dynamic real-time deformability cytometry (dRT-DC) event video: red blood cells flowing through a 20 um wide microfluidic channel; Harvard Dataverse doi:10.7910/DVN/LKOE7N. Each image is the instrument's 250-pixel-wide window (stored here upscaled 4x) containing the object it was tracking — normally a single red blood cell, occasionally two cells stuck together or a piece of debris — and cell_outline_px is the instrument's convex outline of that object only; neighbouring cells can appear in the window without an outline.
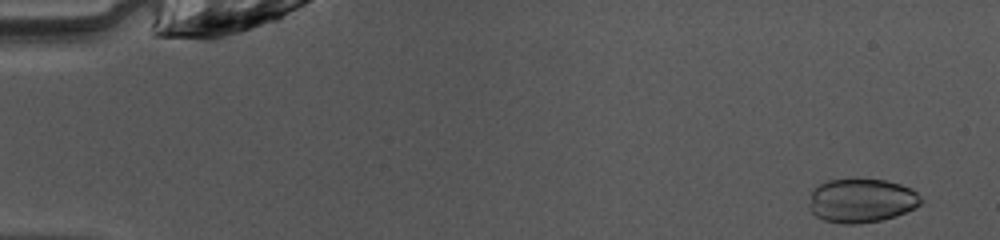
{"species": "common noctule bat (a hibernating species)", "species_latin": "Nyctalus noctula", "temperature_condition": "warm", "stored_images_in_passage": 49, "camera_frame_rate_fps": 3000, "um_per_image_px": 0.085, "animal": {"sex": "female", "body_mass_g": 10.0, "forearm_length_mm": 53.1}, "frame": {"image": 1, "passage_image": 3, "time_ms": 0.667, "image_size_px": [1000, 240], "cell_outline_px": [[920, 204], [916, 208], [896, 216], [880, 220], [852, 224], [844, 224], [824, 220], [816, 216], [808, 208], [812, 188], [828, 180], [884, 180], [900, 184], [912, 188], [920, 196]], "centroid_in_image_um": [73.21, 17.06], "position_along_channel_um": 11.8, "area_um2": 28.5}}
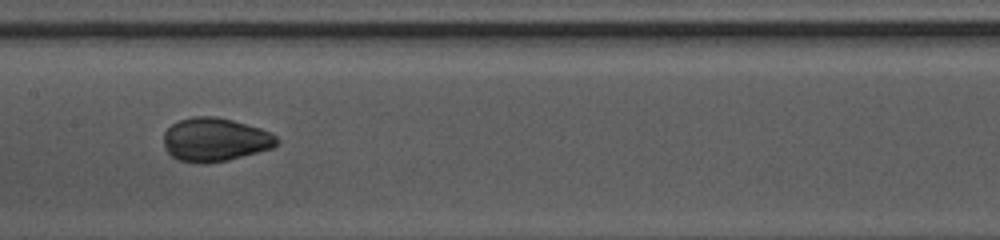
{"frame": {"image": 2, "passage_image": 25, "time_ms": 8.0, "image_size_px": [1000, 240], "cell_outline_px": [[280, 140], [272, 148], [228, 160], [204, 164], [196, 164], [180, 160], [172, 156], [164, 148], [164, 132], [172, 124], [180, 120], [192, 116], [216, 116], [232, 120], [260, 128], [272, 132]], "centroid_in_image_um": [18.27, 11.87], "position_along_channel_um": 189.1, "area_um2": 28.84}}
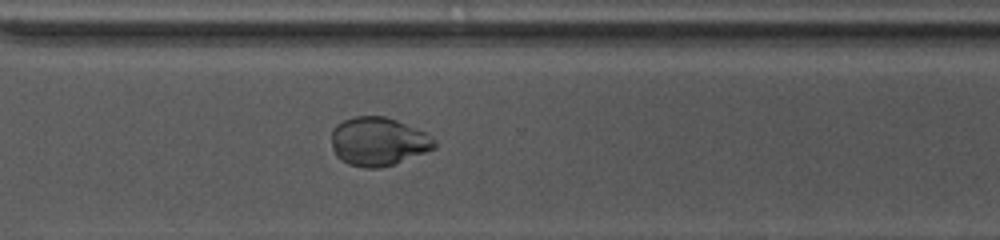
{"frame": {"image": 3, "passage_image": 36, "time_ms": 11.667, "image_size_px": [1000, 240], "cell_outline_px": [[436, 148], [392, 164], [380, 168], [364, 168], [348, 164], [340, 160], [336, 156], [332, 148], [332, 132], [336, 124], [344, 120], [356, 116], [384, 116], [396, 120], [428, 132], [432, 136], [436, 144]], "centroid_in_image_um": [32.15, 12.02], "position_along_channel_um": 338.5, "area_um2": 29.19}, "authors_computed_cell_mechanics": {"area_um2": 29.4202, "velocity_mm_per_s": 4.0935, "shape_relaxation_time_tau1_ms": 6.5474, "shape_relaxation_time_tau2_ms": null, "deformation_change_tau1": 0.1948, "deformation_change_tau2": null}}